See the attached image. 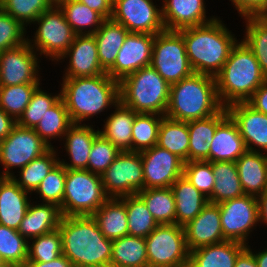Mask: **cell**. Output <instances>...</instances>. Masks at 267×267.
Listing matches in <instances>:
<instances>
[{
    "label": "cell",
    "instance_id": "obj_17",
    "mask_svg": "<svg viewBox=\"0 0 267 267\" xmlns=\"http://www.w3.org/2000/svg\"><path fill=\"white\" fill-rule=\"evenodd\" d=\"M155 35L129 33L120 48L114 65L106 72L120 82L126 76L151 64Z\"/></svg>",
    "mask_w": 267,
    "mask_h": 267
},
{
    "label": "cell",
    "instance_id": "obj_8",
    "mask_svg": "<svg viewBox=\"0 0 267 267\" xmlns=\"http://www.w3.org/2000/svg\"><path fill=\"white\" fill-rule=\"evenodd\" d=\"M33 24H38L32 39H27L29 45L39 56L46 57L57 64L60 57L68 50L77 35L57 4L42 13ZM33 43V44H32Z\"/></svg>",
    "mask_w": 267,
    "mask_h": 267
},
{
    "label": "cell",
    "instance_id": "obj_21",
    "mask_svg": "<svg viewBox=\"0 0 267 267\" xmlns=\"http://www.w3.org/2000/svg\"><path fill=\"white\" fill-rule=\"evenodd\" d=\"M162 20L165 30L200 26L212 22L216 17H207L205 0H162Z\"/></svg>",
    "mask_w": 267,
    "mask_h": 267
},
{
    "label": "cell",
    "instance_id": "obj_33",
    "mask_svg": "<svg viewBox=\"0 0 267 267\" xmlns=\"http://www.w3.org/2000/svg\"><path fill=\"white\" fill-rule=\"evenodd\" d=\"M110 267H149L145 238L125 235L113 240Z\"/></svg>",
    "mask_w": 267,
    "mask_h": 267
},
{
    "label": "cell",
    "instance_id": "obj_18",
    "mask_svg": "<svg viewBox=\"0 0 267 267\" xmlns=\"http://www.w3.org/2000/svg\"><path fill=\"white\" fill-rule=\"evenodd\" d=\"M66 58H69V62L63 78L90 77L106 73L100 65L93 34L76 35L68 50L57 62H65Z\"/></svg>",
    "mask_w": 267,
    "mask_h": 267
},
{
    "label": "cell",
    "instance_id": "obj_57",
    "mask_svg": "<svg viewBox=\"0 0 267 267\" xmlns=\"http://www.w3.org/2000/svg\"><path fill=\"white\" fill-rule=\"evenodd\" d=\"M25 267H73V265L71 261L62 254L57 259L50 262L26 261Z\"/></svg>",
    "mask_w": 267,
    "mask_h": 267
},
{
    "label": "cell",
    "instance_id": "obj_51",
    "mask_svg": "<svg viewBox=\"0 0 267 267\" xmlns=\"http://www.w3.org/2000/svg\"><path fill=\"white\" fill-rule=\"evenodd\" d=\"M26 29L0 7V52L27 42L29 36H26Z\"/></svg>",
    "mask_w": 267,
    "mask_h": 267
},
{
    "label": "cell",
    "instance_id": "obj_56",
    "mask_svg": "<svg viewBox=\"0 0 267 267\" xmlns=\"http://www.w3.org/2000/svg\"><path fill=\"white\" fill-rule=\"evenodd\" d=\"M16 124L17 121L0 108V141L11 133Z\"/></svg>",
    "mask_w": 267,
    "mask_h": 267
},
{
    "label": "cell",
    "instance_id": "obj_41",
    "mask_svg": "<svg viewBox=\"0 0 267 267\" xmlns=\"http://www.w3.org/2000/svg\"><path fill=\"white\" fill-rule=\"evenodd\" d=\"M124 204L127 211L128 235L146 238L158 226L146 204L137 194L124 196Z\"/></svg>",
    "mask_w": 267,
    "mask_h": 267
},
{
    "label": "cell",
    "instance_id": "obj_54",
    "mask_svg": "<svg viewBox=\"0 0 267 267\" xmlns=\"http://www.w3.org/2000/svg\"><path fill=\"white\" fill-rule=\"evenodd\" d=\"M92 10L98 12L104 19H111L113 0H78Z\"/></svg>",
    "mask_w": 267,
    "mask_h": 267
},
{
    "label": "cell",
    "instance_id": "obj_15",
    "mask_svg": "<svg viewBox=\"0 0 267 267\" xmlns=\"http://www.w3.org/2000/svg\"><path fill=\"white\" fill-rule=\"evenodd\" d=\"M38 53L28 41L0 52V86L40 83Z\"/></svg>",
    "mask_w": 267,
    "mask_h": 267
},
{
    "label": "cell",
    "instance_id": "obj_10",
    "mask_svg": "<svg viewBox=\"0 0 267 267\" xmlns=\"http://www.w3.org/2000/svg\"><path fill=\"white\" fill-rule=\"evenodd\" d=\"M149 267H188V249L184 227L158 225L146 238Z\"/></svg>",
    "mask_w": 267,
    "mask_h": 267
},
{
    "label": "cell",
    "instance_id": "obj_58",
    "mask_svg": "<svg viewBox=\"0 0 267 267\" xmlns=\"http://www.w3.org/2000/svg\"><path fill=\"white\" fill-rule=\"evenodd\" d=\"M259 222L267 225V189L258 197Z\"/></svg>",
    "mask_w": 267,
    "mask_h": 267
},
{
    "label": "cell",
    "instance_id": "obj_46",
    "mask_svg": "<svg viewBox=\"0 0 267 267\" xmlns=\"http://www.w3.org/2000/svg\"><path fill=\"white\" fill-rule=\"evenodd\" d=\"M62 254V237L59 229L28 241L27 261L50 262Z\"/></svg>",
    "mask_w": 267,
    "mask_h": 267
},
{
    "label": "cell",
    "instance_id": "obj_49",
    "mask_svg": "<svg viewBox=\"0 0 267 267\" xmlns=\"http://www.w3.org/2000/svg\"><path fill=\"white\" fill-rule=\"evenodd\" d=\"M120 150L98 133L93 141L88 160V171L102 176Z\"/></svg>",
    "mask_w": 267,
    "mask_h": 267
},
{
    "label": "cell",
    "instance_id": "obj_62",
    "mask_svg": "<svg viewBox=\"0 0 267 267\" xmlns=\"http://www.w3.org/2000/svg\"><path fill=\"white\" fill-rule=\"evenodd\" d=\"M4 177L0 174V181L3 179Z\"/></svg>",
    "mask_w": 267,
    "mask_h": 267
},
{
    "label": "cell",
    "instance_id": "obj_24",
    "mask_svg": "<svg viewBox=\"0 0 267 267\" xmlns=\"http://www.w3.org/2000/svg\"><path fill=\"white\" fill-rule=\"evenodd\" d=\"M30 195L12 177H4L0 181V225L18 230L33 200Z\"/></svg>",
    "mask_w": 267,
    "mask_h": 267
},
{
    "label": "cell",
    "instance_id": "obj_42",
    "mask_svg": "<svg viewBox=\"0 0 267 267\" xmlns=\"http://www.w3.org/2000/svg\"><path fill=\"white\" fill-rule=\"evenodd\" d=\"M162 118L154 113H136L132 126V152H142L157 145Z\"/></svg>",
    "mask_w": 267,
    "mask_h": 267
},
{
    "label": "cell",
    "instance_id": "obj_29",
    "mask_svg": "<svg viewBox=\"0 0 267 267\" xmlns=\"http://www.w3.org/2000/svg\"><path fill=\"white\" fill-rule=\"evenodd\" d=\"M110 115L103 121L99 133L115 145L120 152H132V126L136 112L119 102Z\"/></svg>",
    "mask_w": 267,
    "mask_h": 267
},
{
    "label": "cell",
    "instance_id": "obj_55",
    "mask_svg": "<svg viewBox=\"0 0 267 267\" xmlns=\"http://www.w3.org/2000/svg\"><path fill=\"white\" fill-rule=\"evenodd\" d=\"M247 245L237 256L234 267H258L255 260L253 249Z\"/></svg>",
    "mask_w": 267,
    "mask_h": 267
},
{
    "label": "cell",
    "instance_id": "obj_14",
    "mask_svg": "<svg viewBox=\"0 0 267 267\" xmlns=\"http://www.w3.org/2000/svg\"><path fill=\"white\" fill-rule=\"evenodd\" d=\"M111 19L130 33L156 35L165 30L162 8L153 0H113Z\"/></svg>",
    "mask_w": 267,
    "mask_h": 267
},
{
    "label": "cell",
    "instance_id": "obj_9",
    "mask_svg": "<svg viewBox=\"0 0 267 267\" xmlns=\"http://www.w3.org/2000/svg\"><path fill=\"white\" fill-rule=\"evenodd\" d=\"M150 65L170 85L194 73L178 31L164 30L155 35Z\"/></svg>",
    "mask_w": 267,
    "mask_h": 267
},
{
    "label": "cell",
    "instance_id": "obj_59",
    "mask_svg": "<svg viewBox=\"0 0 267 267\" xmlns=\"http://www.w3.org/2000/svg\"><path fill=\"white\" fill-rule=\"evenodd\" d=\"M253 251L258 267H267V248L262 251Z\"/></svg>",
    "mask_w": 267,
    "mask_h": 267
},
{
    "label": "cell",
    "instance_id": "obj_3",
    "mask_svg": "<svg viewBox=\"0 0 267 267\" xmlns=\"http://www.w3.org/2000/svg\"><path fill=\"white\" fill-rule=\"evenodd\" d=\"M217 17L207 24L178 31L183 36L186 53L194 73L215 77L238 41L235 34Z\"/></svg>",
    "mask_w": 267,
    "mask_h": 267
},
{
    "label": "cell",
    "instance_id": "obj_5",
    "mask_svg": "<svg viewBox=\"0 0 267 267\" xmlns=\"http://www.w3.org/2000/svg\"><path fill=\"white\" fill-rule=\"evenodd\" d=\"M224 106L220 103L215 77L193 73L170 85L166 117L178 121L208 118Z\"/></svg>",
    "mask_w": 267,
    "mask_h": 267
},
{
    "label": "cell",
    "instance_id": "obj_19",
    "mask_svg": "<svg viewBox=\"0 0 267 267\" xmlns=\"http://www.w3.org/2000/svg\"><path fill=\"white\" fill-rule=\"evenodd\" d=\"M228 114L238 126L248 151L267 154V115L260 113L247 102L228 105Z\"/></svg>",
    "mask_w": 267,
    "mask_h": 267
},
{
    "label": "cell",
    "instance_id": "obj_27",
    "mask_svg": "<svg viewBox=\"0 0 267 267\" xmlns=\"http://www.w3.org/2000/svg\"><path fill=\"white\" fill-rule=\"evenodd\" d=\"M235 163L244 194L258 198L267 189V154L247 150Z\"/></svg>",
    "mask_w": 267,
    "mask_h": 267
},
{
    "label": "cell",
    "instance_id": "obj_16",
    "mask_svg": "<svg viewBox=\"0 0 267 267\" xmlns=\"http://www.w3.org/2000/svg\"><path fill=\"white\" fill-rule=\"evenodd\" d=\"M140 153L144 189L171 187L183 175L184 162L168 150L155 145Z\"/></svg>",
    "mask_w": 267,
    "mask_h": 267
},
{
    "label": "cell",
    "instance_id": "obj_35",
    "mask_svg": "<svg viewBox=\"0 0 267 267\" xmlns=\"http://www.w3.org/2000/svg\"><path fill=\"white\" fill-rule=\"evenodd\" d=\"M189 143L187 122L163 116L159 126L157 145L173 153L185 163L188 162Z\"/></svg>",
    "mask_w": 267,
    "mask_h": 267
},
{
    "label": "cell",
    "instance_id": "obj_52",
    "mask_svg": "<svg viewBox=\"0 0 267 267\" xmlns=\"http://www.w3.org/2000/svg\"><path fill=\"white\" fill-rule=\"evenodd\" d=\"M241 18L256 14L267 15V0H229Z\"/></svg>",
    "mask_w": 267,
    "mask_h": 267
},
{
    "label": "cell",
    "instance_id": "obj_12",
    "mask_svg": "<svg viewBox=\"0 0 267 267\" xmlns=\"http://www.w3.org/2000/svg\"><path fill=\"white\" fill-rule=\"evenodd\" d=\"M101 178L108 197L136 195L144 189L141 153L121 151Z\"/></svg>",
    "mask_w": 267,
    "mask_h": 267
},
{
    "label": "cell",
    "instance_id": "obj_44",
    "mask_svg": "<svg viewBox=\"0 0 267 267\" xmlns=\"http://www.w3.org/2000/svg\"><path fill=\"white\" fill-rule=\"evenodd\" d=\"M54 4L56 0H4L0 7L23 26L30 27L31 23Z\"/></svg>",
    "mask_w": 267,
    "mask_h": 267
},
{
    "label": "cell",
    "instance_id": "obj_13",
    "mask_svg": "<svg viewBox=\"0 0 267 267\" xmlns=\"http://www.w3.org/2000/svg\"><path fill=\"white\" fill-rule=\"evenodd\" d=\"M218 205L224 239L247 246L251 236L249 234L253 232V229L256 230L255 227L260 223L258 198L244 194Z\"/></svg>",
    "mask_w": 267,
    "mask_h": 267
},
{
    "label": "cell",
    "instance_id": "obj_31",
    "mask_svg": "<svg viewBox=\"0 0 267 267\" xmlns=\"http://www.w3.org/2000/svg\"><path fill=\"white\" fill-rule=\"evenodd\" d=\"M129 33L122 24L112 19H105L93 34L97 44L98 59L105 72L114 65L117 54Z\"/></svg>",
    "mask_w": 267,
    "mask_h": 267
},
{
    "label": "cell",
    "instance_id": "obj_23",
    "mask_svg": "<svg viewBox=\"0 0 267 267\" xmlns=\"http://www.w3.org/2000/svg\"><path fill=\"white\" fill-rule=\"evenodd\" d=\"M246 151L238 126L228 114L217 125L210 144V162H236Z\"/></svg>",
    "mask_w": 267,
    "mask_h": 267
},
{
    "label": "cell",
    "instance_id": "obj_1",
    "mask_svg": "<svg viewBox=\"0 0 267 267\" xmlns=\"http://www.w3.org/2000/svg\"><path fill=\"white\" fill-rule=\"evenodd\" d=\"M58 229L62 253L73 267H110L112 240L102 234L92 215L63 216Z\"/></svg>",
    "mask_w": 267,
    "mask_h": 267
},
{
    "label": "cell",
    "instance_id": "obj_47",
    "mask_svg": "<svg viewBox=\"0 0 267 267\" xmlns=\"http://www.w3.org/2000/svg\"><path fill=\"white\" fill-rule=\"evenodd\" d=\"M0 255L6 262L25 264L28 258V241L18 230L0 225Z\"/></svg>",
    "mask_w": 267,
    "mask_h": 267
},
{
    "label": "cell",
    "instance_id": "obj_2",
    "mask_svg": "<svg viewBox=\"0 0 267 267\" xmlns=\"http://www.w3.org/2000/svg\"><path fill=\"white\" fill-rule=\"evenodd\" d=\"M61 98L72 123L82 124L120 102L119 82L108 73L81 78H62ZM88 119V120H87Z\"/></svg>",
    "mask_w": 267,
    "mask_h": 267
},
{
    "label": "cell",
    "instance_id": "obj_45",
    "mask_svg": "<svg viewBox=\"0 0 267 267\" xmlns=\"http://www.w3.org/2000/svg\"><path fill=\"white\" fill-rule=\"evenodd\" d=\"M41 88L39 86L32 94L29 104L17 120L19 126L34 129L47 110L61 98V93L58 92V94L53 95V93H49Z\"/></svg>",
    "mask_w": 267,
    "mask_h": 267
},
{
    "label": "cell",
    "instance_id": "obj_22",
    "mask_svg": "<svg viewBox=\"0 0 267 267\" xmlns=\"http://www.w3.org/2000/svg\"><path fill=\"white\" fill-rule=\"evenodd\" d=\"M98 133L99 128L95 130L94 126L89 123H73L63 136L65 141L62 143L70 163L60 159V157L59 163L66 169L88 170L89 155L93 141Z\"/></svg>",
    "mask_w": 267,
    "mask_h": 267
},
{
    "label": "cell",
    "instance_id": "obj_25",
    "mask_svg": "<svg viewBox=\"0 0 267 267\" xmlns=\"http://www.w3.org/2000/svg\"><path fill=\"white\" fill-rule=\"evenodd\" d=\"M62 217L56 204L30 202L18 232L29 241L58 229Z\"/></svg>",
    "mask_w": 267,
    "mask_h": 267
},
{
    "label": "cell",
    "instance_id": "obj_43",
    "mask_svg": "<svg viewBox=\"0 0 267 267\" xmlns=\"http://www.w3.org/2000/svg\"><path fill=\"white\" fill-rule=\"evenodd\" d=\"M41 84L0 86V108L17 121L29 104L32 94Z\"/></svg>",
    "mask_w": 267,
    "mask_h": 267
},
{
    "label": "cell",
    "instance_id": "obj_60",
    "mask_svg": "<svg viewBox=\"0 0 267 267\" xmlns=\"http://www.w3.org/2000/svg\"><path fill=\"white\" fill-rule=\"evenodd\" d=\"M0 267H25V264H18L13 262H4L0 265Z\"/></svg>",
    "mask_w": 267,
    "mask_h": 267
},
{
    "label": "cell",
    "instance_id": "obj_38",
    "mask_svg": "<svg viewBox=\"0 0 267 267\" xmlns=\"http://www.w3.org/2000/svg\"><path fill=\"white\" fill-rule=\"evenodd\" d=\"M67 108L60 98L40 120L34 131L42 138L49 148H54L52 139L63 140V136L72 125ZM59 138V139H57Z\"/></svg>",
    "mask_w": 267,
    "mask_h": 267
},
{
    "label": "cell",
    "instance_id": "obj_7",
    "mask_svg": "<svg viewBox=\"0 0 267 267\" xmlns=\"http://www.w3.org/2000/svg\"><path fill=\"white\" fill-rule=\"evenodd\" d=\"M102 178L87 169H66L63 216L93 215L108 199Z\"/></svg>",
    "mask_w": 267,
    "mask_h": 267
},
{
    "label": "cell",
    "instance_id": "obj_36",
    "mask_svg": "<svg viewBox=\"0 0 267 267\" xmlns=\"http://www.w3.org/2000/svg\"><path fill=\"white\" fill-rule=\"evenodd\" d=\"M56 4L77 35L94 34L105 20L98 12L78 0H56Z\"/></svg>",
    "mask_w": 267,
    "mask_h": 267
},
{
    "label": "cell",
    "instance_id": "obj_40",
    "mask_svg": "<svg viewBox=\"0 0 267 267\" xmlns=\"http://www.w3.org/2000/svg\"><path fill=\"white\" fill-rule=\"evenodd\" d=\"M242 19L246 23L242 40L254 53L267 78V15L256 14Z\"/></svg>",
    "mask_w": 267,
    "mask_h": 267
},
{
    "label": "cell",
    "instance_id": "obj_11",
    "mask_svg": "<svg viewBox=\"0 0 267 267\" xmlns=\"http://www.w3.org/2000/svg\"><path fill=\"white\" fill-rule=\"evenodd\" d=\"M49 149L34 129L16 124L11 133L0 141V165L3 166L0 174L3 177H13V168L22 169Z\"/></svg>",
    "mask_w": 267,
    "mask_h": 267
},
{
    "label": "cell",
    "instance_id": "obj_48",
    "mask_svg": "<svg viewBox=\"0 0 267 267\" xmlns=\"http://www.w3.org/2000/svg\"><path fill=\"white\" fill-rule=\"evenodd\" d=\"M66 168L58 163L41 181L34 193L39 195L41 203H53L61 206L65 191Z\"/></svg>",
    "mask_w": 267,
    "mask_h": 267
},
{
    "label": "cell",
    "instance_id": "obj_26",
    "mask_svg": "<svg viewBox=\"0 0 267 267\" xmlns=\"http://www.w3.org/2000/svg\"><path fill=\"white\" fill-rule=\"evenodd\" d=\"M228 115L226 107L208 118L187 121L189 130L188 161L210 162V144L217 125Z\"/></svg>",
    "mask_w": 267,
    "mask_h": 267
},
{
    "label": "cell",
    "instance_id": "obj_39",
    "mask_svg": "<svg viewBox=\"0 0 267 267\" xmlns=\"http://www.w3.org/2000/svg\"><path fill=\"white\" fill-rule=\"evenodd\" d=\"M137 195L144 201L158 225L175 224V198L171 187L143 189Z\"/></svg>",
    "mask_w": 267,
    "mask_h": 267
},
{
    "label": "cell",
    "instance_id": "obj_4",
    "mask_svg": "<svg viewBox=\"0 0 267 267\" xmlns=\"http://www.w3.org/2000/svg\"><path fill=\"white\" fill-rule=\"evenodd\" d=\"M215 80L219 101L227 107L233 103L246 102L267 78L254 53L241 39L232 47Z\"/></svg>",
    "mask_w": 267,
    "mask_h": 267
},
{
    "label": "cell",
    "instance_id": "obj_34",
    "mask_svg": "<svg viewBox=\"0 0 267 267\" xmlns=\"http://www.w3.org/2000/svg\"><path fill=\"white\" fill-rule=\"evenodd\" d=\"M212 171L215 183L209 202L219 204L244 195L235 162H212Z\"/></svg>",
    "mask_w": 267,
    "mask_h": 267
},
{
    "label": "cell",
    "instance_id": "obj_6",
    "mask_svg": "<svg viewBox=\"0 0 267 267\" xmlns=\"http://www.w3.org/2000/svg\"><path fill=\"white\" fill-rule=\"evenodd\" d=\"M170 84L151 66L126 76L119 82L120 102L136 113L165 116Z\"/></svg>",
    "mask_w": 267,
    "mask_h": 267
},
{
    "label": "cell",
    "instance_id": "obj_28",
    "mask_svg": "<svg viewBox=\"0 0 267 267\" xmlns=\"http://www.w3.org/2000/svg\"><path fill=\"white\" fill-rule=\"evenodd\" d=\"M243 243L225 240L190 251L188 267H234Z\"/></svg>",
    "mask_w": 267,
    "mask_h": 267
},
{
    "label": "cell",
    "instance_id": "obj_37",
    "mask_svg": "<svg viewBox=\"0 0 267 267\" xmlns=\"http://www.w3.org/2000/svg\"><path fill=\"white\" fill-rule=\"evenodd\" d=\"M58 150L50 148L42 156L33 159L25 167L17 171L12 179L25 191L34 193L45 176L59 163Z\"/></svg>",
    "mask_w": 267,
    "mask_h": 267
},
{
    "label": "cell",
    "instance_id": "obj_20",
    "mask_svg": "<svg viewBox=\"0 0 267 267\" xmlns=\"http://www.w3.org/2000/svg\"><path fill=\"white\" fill-rule=\"evenodd\" d=\"M184 227L189 251L225 241L218 204L208 202Z\"/></svg>",
    "mask_w": 267,
    "mask_h": 267
},
{
    "label": "cell",
    "instance_id": "obj_50",
    "mask_svg": "<svg viewBox=\"0 0 267 267\" xmlns=\"http://www.w3.org/2000/svg\"><path fill=\"white\" fill-rule=\"evenodd\" d=\"M183 176L207 198L212 194L215 177L212 162L188 161L184 163Z\"/></svg>",
    "mask_w": 267,
    "mask_h": 267
},
{
    "label": "cell",
    "instance_id": "obj_61",
    "mask_svg": "<svg viewBox=\"0 0 267 267\" xmlns=\"http://www.w3.org/2000/svg\"><path fill=\"white\" fill-rule=\"evenodd\" d=\"M4 262H5L4 258L0 255V265H1L2 263H4Z\"/></svg>",
    "mask_w": 267,
    "mask_h": 267
},
{
    "label": "cell",
    "instance_id": "obj_32",
    "mask_svg": "<svg viewBox=\"0 0 267 267\" xmlns=\"http://www.w3.org/2000/svg\"><path fill=\"white\" fill-rule=\"evenodd\" d=\"M102 234L109 240H116L128 235L127 211L124 196L109 197L92 215Z\"/></svg>",
    "mask_w": 267,
    "mask_h": 267
},
{
    "label": "cell",
    "instance_id": "obj_53",
    "mask_svg": "<svg viewBox=\"0 0 267 267\" xmlns=\"http://www.w3.org/2000/svg\"><path fill=\"white\" fill-rule=\"evenodd\" d=\"M246 102L255 110L267 115V81L258 87Z\"/></svg>",
    "mask_w": 267,
    "mask_h": 267
},
{
    "label": "cell",
    "instance_id": "obj_30",
    "mask_svg": "<svg viewBox=\"0 0 267 267\" xmlns=\"http://www.w3.org/2000/svg\"><path fill=\"white\" fill-rule=\"evenodd\" d=\"M171 189L175 198V224L177 225L185 226L209 202L208 198L183 175L171 185Z\"/></svg>",
    "mask_w": 267,
    "mask_h": 267
}]
</instances>
